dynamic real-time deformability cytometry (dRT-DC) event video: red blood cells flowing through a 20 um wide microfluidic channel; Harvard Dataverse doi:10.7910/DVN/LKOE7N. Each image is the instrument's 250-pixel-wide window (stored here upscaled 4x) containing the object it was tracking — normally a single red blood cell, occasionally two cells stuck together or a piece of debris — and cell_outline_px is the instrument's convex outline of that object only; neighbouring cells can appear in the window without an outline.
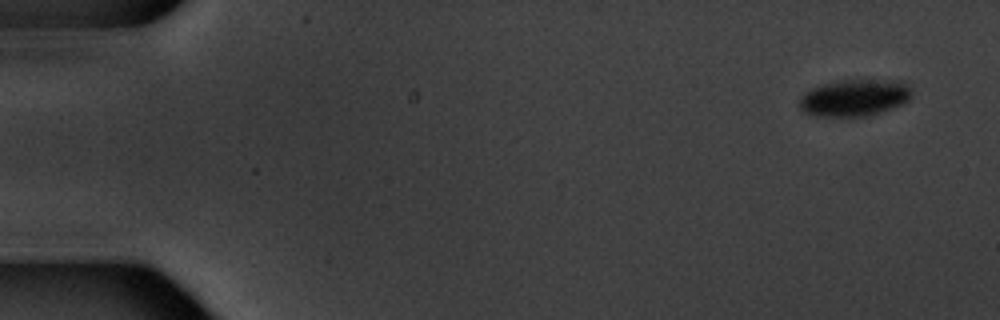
{"species": "common noctule bat (a hibernating species)", "species_latin": "Nyctalus noctula", "temperature_condition": "warm", "stored_images_in_passage": 7, "segment_of_instrument_passage": [2, 2], "camera_frame_rate_fps": 3000, "um_per_image_px": 0.085, "animal": {"sex": "male", "body_mass_g": 20.1, "forearm_length_mm": 53.5}, "frame": {"image": 1, "passage_image": 7, "time_ms": 7.333, "image_size_px": [1000, 320], "cell_outline_px": [[912, 96], [904, 104], [880, 112], [864, 116], [812, 116], [804, 112], [800, 108], [800, 96], [804, 92], [812, 88], [824, 84], [840, 80], [904, 80], [912, 88]], "centroid_in_image_um": [72.67, 8.3], "position_along_channel_um": 12.3, "area_um2": 24.33}}